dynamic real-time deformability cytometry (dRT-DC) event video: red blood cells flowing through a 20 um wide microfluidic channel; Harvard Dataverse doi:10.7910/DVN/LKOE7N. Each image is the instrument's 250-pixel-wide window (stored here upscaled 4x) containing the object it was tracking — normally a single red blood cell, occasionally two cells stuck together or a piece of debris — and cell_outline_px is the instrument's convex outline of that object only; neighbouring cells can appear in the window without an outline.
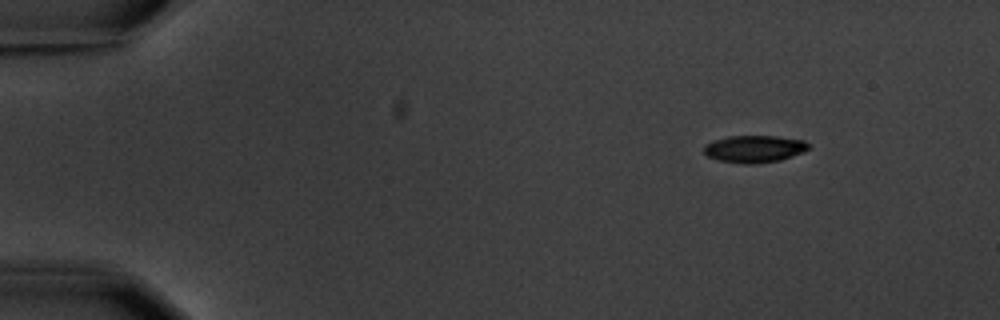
{"species": "common noctule bat (a hibernating species)", "species_latin": "Nyctalus noctula", "temperature_condition": "warm", "stored_images_in_passage": 5, "camera_frame_rate_fps": 3000, "um_per_image_px": 0.085, "animal": {"sex": "male", "body_mass_g": 20.1, "forearm_length_mm": 53.5}, "frame": {"image": 1, "passage_image": 1, "time_ms": 0.0, "image_size_px": [1000, 320], "cell_outline_px": [[812, 148], [804, 152], [780, 160], [756, 164], [744, 164], [720, 160], [708, 156], [704, 152], [704, 144], [728, 136], [776, 136], [804, 140]], "centroid_in_image_um": [64.16, 12.65], "position_along_channel_um": 20.8, "area_um2": 16.59}}
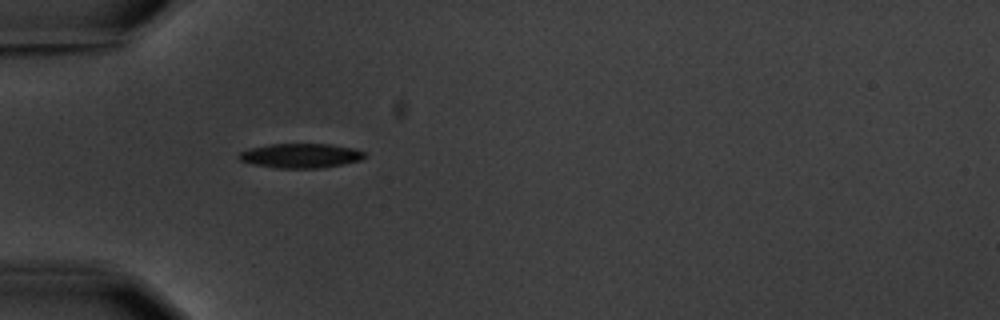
{"frame": {"image": 2, "passage_image": 4, "time_ms": 3.667, "image_size_px": [1000, 320], "cell_outline_px": [[364, 156], [360, 160], [320, 168], [276, 168], [252, 164], [240, 160], [236, 156], [240, 152], [248, 148], [268, 144], [328, 144], [352, 148], [364, 152]], "centroid_in_image_um": [25.47, 13.23], "position_along_channel_um": 59.5, "area_um2": 17.8}}
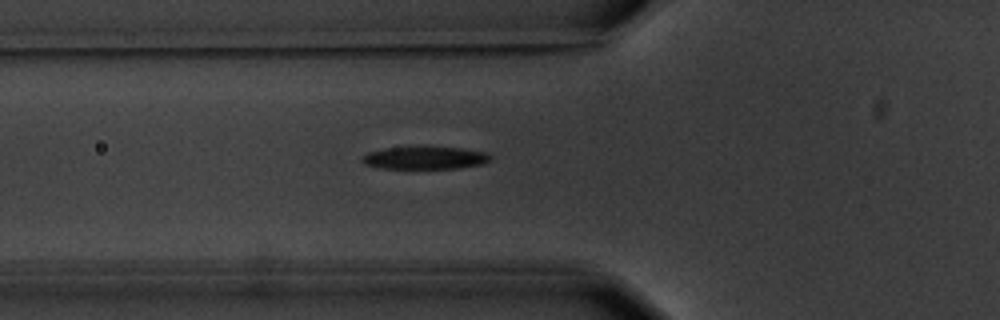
{"frame": {"image": 3, "passage_image": 5, "time_ms": 4.667, "image_size_px": [1000, 320], "cell_outline_px": [[492, 156], [488, 160], [480, 164], [456, 168], [380, 168], [364, 164], [360, 160], [368, 152], [384, 148], [420, 144], [432, 144], [464, 148], [488, 152]], "centroid_in_image_um": [36.11, 13.35], "position_along_channel_um": 89.7, "area_um2": 17.8}}